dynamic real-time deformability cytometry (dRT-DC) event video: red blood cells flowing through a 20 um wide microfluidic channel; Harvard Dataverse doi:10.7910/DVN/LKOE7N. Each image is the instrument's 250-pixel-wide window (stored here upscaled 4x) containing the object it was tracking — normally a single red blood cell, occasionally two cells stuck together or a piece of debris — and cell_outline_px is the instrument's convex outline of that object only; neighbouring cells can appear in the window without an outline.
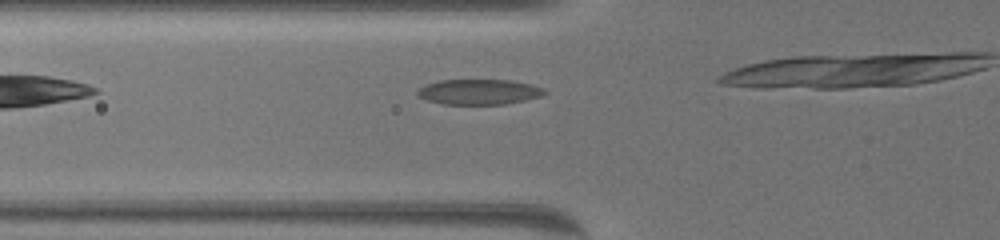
{"species": "common noctule bat (a hibernating species)", "species_latin": "Nyctalus noctula", "temperature_condition": "warm", "stored_images_in_passage": 7, "camera_frame_rate_fps": 3000, "um_per_image_px": 0.085, "animal": {"sex": "female", "body_mass_g": 19.5, "forearm_length_mm": 54.1}, "frame": {"image": 1, "passage_image": 3, "time_ms": 0.667, "image_size_px": [1000, 240], "cell_outline_px": [[548, 92], [540, 96], [524, 100], [504, 104], [444, 104], [428, 100], [420, 96], [416, 92], [424, 84], [440, 80], [508, 80], [532, 84], [544, 88]], "centroid_in_image_um": [40.73, 7.8], "position_along_channel_um": 85.1, "area_um2": 18.61}}